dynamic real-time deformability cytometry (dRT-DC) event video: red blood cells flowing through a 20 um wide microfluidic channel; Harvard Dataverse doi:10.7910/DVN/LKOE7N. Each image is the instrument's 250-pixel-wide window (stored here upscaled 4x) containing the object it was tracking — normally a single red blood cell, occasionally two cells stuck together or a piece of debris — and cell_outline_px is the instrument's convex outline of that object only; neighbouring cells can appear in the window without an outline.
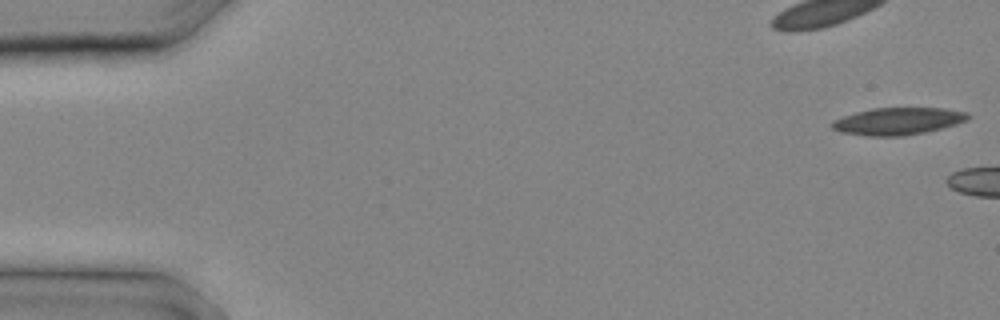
{"species": "common noctule bat (a hibernating species)", "species_latin": "Nyctalus noctula", "temperature_condition": "cold", "stored_images_in_passage": 3, "camera_frame_rate_fps": 3000, "um_per_image_px": 0.085, "animal": {"sex": "male", "body_mass_g": 20.4}, "frame": {"image": 1, "passage_image": 1, "time_ms": 0.0, "image_size_px": [1000, 320], "cell_outline_px": [[968, 116], [964, 120], [952, 124], [920, 132], [892, 136], [880, 136], [844, 132], [832, 128], [832, 124], [836, 120], [860, 112], [876, 108], [936, 108], [964, 112]], "centroid_in_image_um": [76.29, 10.28], "position_along_channel_um": 8.7, "area_um2": 19.88}}